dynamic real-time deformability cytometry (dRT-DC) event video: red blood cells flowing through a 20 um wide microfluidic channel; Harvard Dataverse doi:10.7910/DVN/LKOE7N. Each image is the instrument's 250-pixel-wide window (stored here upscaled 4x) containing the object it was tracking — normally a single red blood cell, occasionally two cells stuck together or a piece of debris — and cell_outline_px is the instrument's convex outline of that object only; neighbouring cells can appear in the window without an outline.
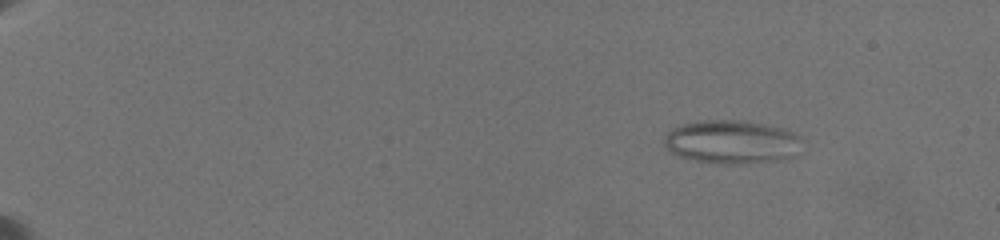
{"species": "common noctule bat (a hibernating species)", "species_latin": "Nyctalus noctula", "temperature_condition": "warm", "stored_images_in_passage": 13, "camera_frame_rate_fps": 3000, "um_per_image_px": 0.085, "animal": {"sex": "female", "body_mass_g": 19.5, "forearm_length_mm": 54.1}, "frame": {"image": 1, "passage_image": 6, "time_ms": 3.0, "image_size_px": [1000, 240], "cell_outline_px": [[804, 140], [796, 156], [780, 160], [736, 164], [724, 164], [696, 160], [680, 156], [668, 152], [664, 144], [664, 136], [672, 128], [680, 124], [704, 120], [744, 120], [784, 128], [800, 136]], "centroid_in_image_um": [62.22, 12.06], "position_along_channel_um": 22.8, "area_um2": 35.37}}